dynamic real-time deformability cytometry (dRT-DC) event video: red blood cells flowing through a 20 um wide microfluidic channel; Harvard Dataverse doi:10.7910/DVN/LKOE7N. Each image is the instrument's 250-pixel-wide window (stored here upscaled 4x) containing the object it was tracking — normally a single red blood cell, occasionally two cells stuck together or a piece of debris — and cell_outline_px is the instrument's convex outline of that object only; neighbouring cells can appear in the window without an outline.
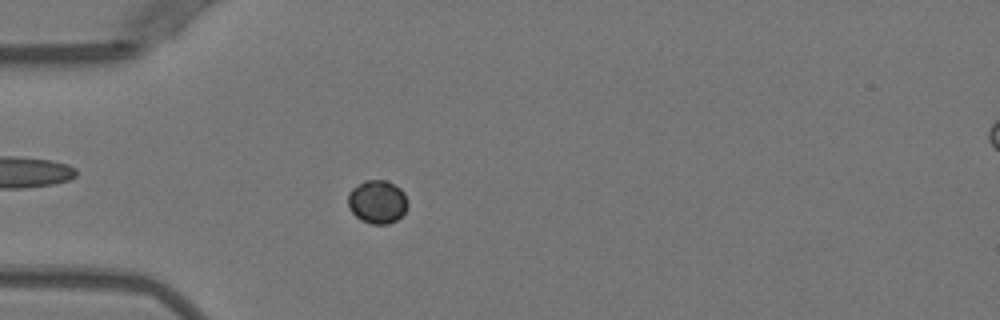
{"species": "Egyptian fruit bat (a non-hibernating species)", "species_latin": "Rousettus aegyptiacus", "temperature_condition": "warm", "stored_images_in_passage": 52, "camera_frame_rate_fps": 3000, "um_per_image_px": 0.085, "animal": {"sex": "female"}, "frame": {"image": 1, "passage_image": 15, "time_ms": 4.667, "image_size_px": [1000, 320], "cell_outline_px": [[408, 208], [396, 220], [388, 224], [372, 224], [360, 220], [348, 208], [348, 192], [352, 188], [364, 180], [388, 180], [400, 188], [404, 192], [408, 200]], "centroid_in_image_um": [32.08, 17.14], "position_along_channel_um": 52.9, "area_um2": 15.32}}
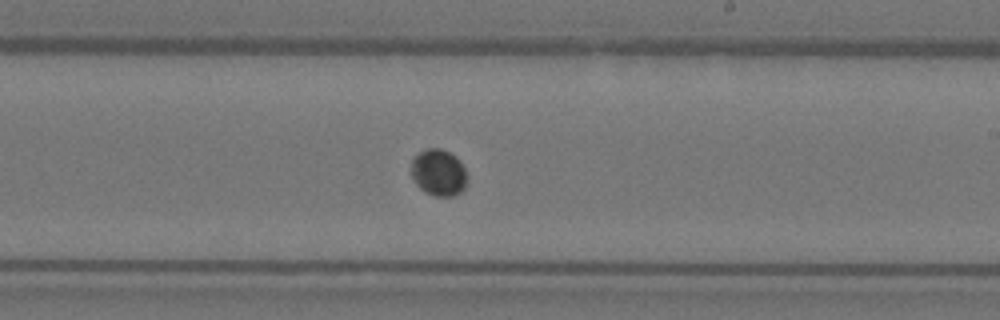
{"frame": {"image": 2, "passage_image": 31, "time_ms": 10.0, "image_size_px": [1000, 320], "cell_outline_px": [[468, 176], [464, 188], [460, 192], [452, 196], [436, 196], [424, 192], [416, 184], [408, 172], [412, 156], [428, 148], [440, 148], [456, 156], [464, 168]], "centroid_in_image_um": [37.22, 14.66], "position_along_channel_um": 251.8, "area_um2": 15.55}}
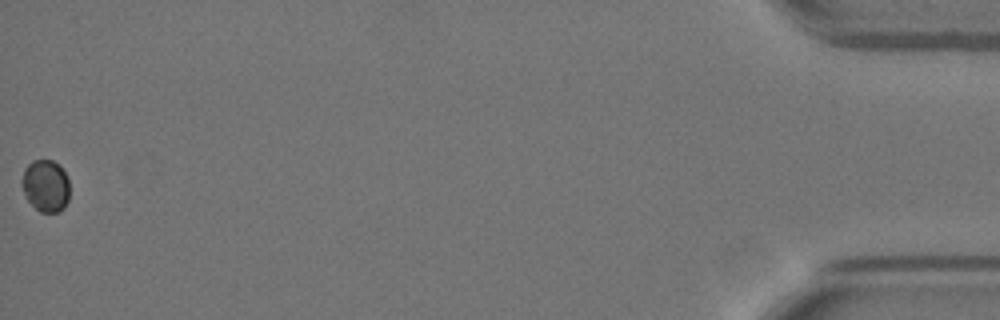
{"frame": {"image": 3, "passage_image": 52, "time_ms": 17.0, "image_size_px": [1000, 320], "cell_outline_px": [[68, 200], [64, 208], [60, 212], [40, 212], [28, 200], [20, 184], [20, 180], [24, 168], [32, 160], [52, 160], [68, 176]], "centroid_in_image_um": [3.85, 15.79], "position_along_channel_um": 431.3, "area_um2": 14.51}}